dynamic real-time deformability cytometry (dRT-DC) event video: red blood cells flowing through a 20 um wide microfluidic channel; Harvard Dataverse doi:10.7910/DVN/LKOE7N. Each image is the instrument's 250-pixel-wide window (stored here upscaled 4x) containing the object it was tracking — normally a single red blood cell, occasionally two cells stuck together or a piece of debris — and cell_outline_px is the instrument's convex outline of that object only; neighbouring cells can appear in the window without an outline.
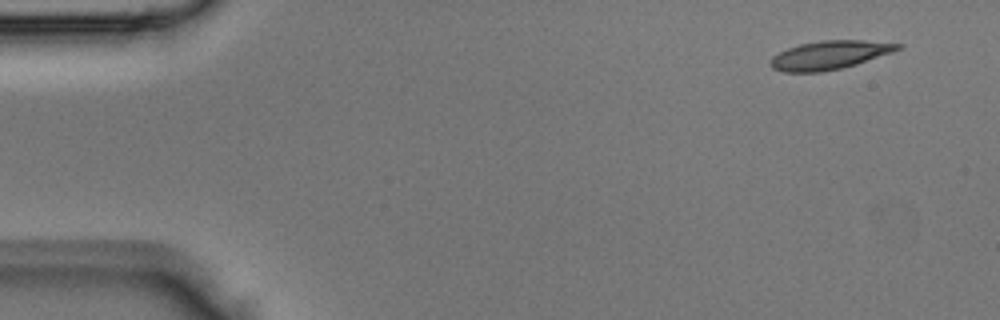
{"species": "Egyptian fruit bat (a non-hibernating species)", "species_latin": "Rousettus aegyptiacus", "temperature_condition": "room temperature", "stored_images_in_passage": 4, "camera_frame_rate_fps": 3000, "um_per_image_px": 0.085, "animal": {"sex": "male"}, "frame": {"image": 1, "passage_image": 1, "time_ms": 0.0, "image_size_px": [1000, 320], "cell_outline_px": [[904, 48], [856, 64], [840, 68], [820, 72], [784, 72], [772, 68], [768, 64], [768, 60], [772, 56], [788, 48], [800, 44], [820, 40], [864, 40], [904, 44]], "centroid_in_image_um": [70.5, 4.67], "position_along_channel_um": 14.5, "area_um2": 21.27}}
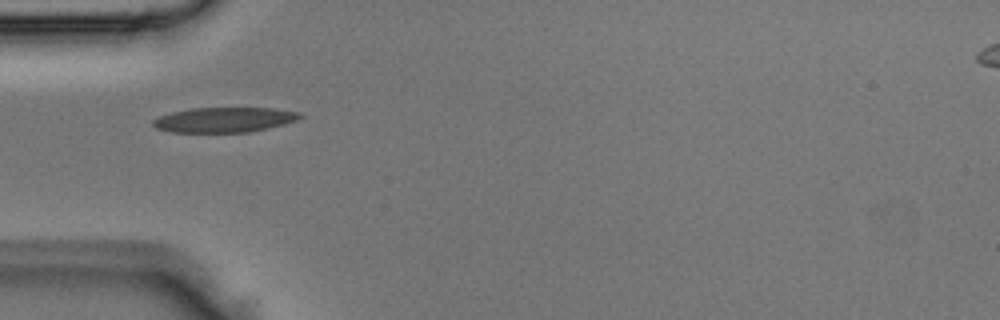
{"frame": {"image": 2, "passage_image": 4, "time_ms": 1.0, "image_size_px": [1000, 320], "cell_outline_px": [[304, 116], [296, 120], [284, 124], [268, 128], [248, 132], [172, 132], [156, 128], [152, 124], [152, 120], [160, 116], [172, 112], [192, 108], [272, 108], [300, 112]], "centroid_in_image_um": [19.07, 10.18], "position_along_channel_um": 65.9, "area_um2": 21.33}}